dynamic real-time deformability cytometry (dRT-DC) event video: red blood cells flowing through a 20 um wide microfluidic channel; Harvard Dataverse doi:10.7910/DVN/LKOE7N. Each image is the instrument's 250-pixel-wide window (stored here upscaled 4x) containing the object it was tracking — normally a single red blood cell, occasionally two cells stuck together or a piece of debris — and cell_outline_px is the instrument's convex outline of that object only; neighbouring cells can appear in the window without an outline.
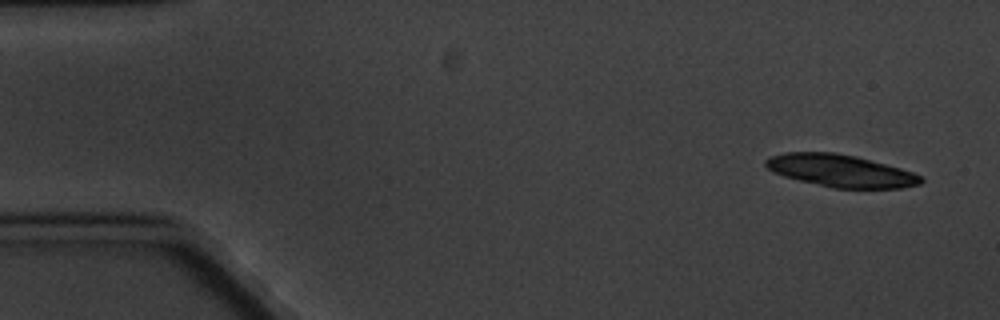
{"species": "common noctule bat (a hibernating species)", "species_latin": "Nyctalus noctula", "temperature_condition": "cold", "stored_images_in_passage": 11, "camera_frame_rate_fps": 3000, "um_per_image_px": 0.085, "animal": {"sex": "male", "body_mass_g": 20.1, "forearm_length_mm": 53.5}, "frame": {"image": 1, "passage_image": 1, "time_ms": 0.0, "image_size_px": [1000, 320], "cell_outline_px": [[924, 180], [920, 184], [900, 188], [832, 188], [784, 176], [768, 168], [764, 164], [764, 160], [772, 156], [784, 152], [832, 152], [856, 156], [900, 168], [912, 172], [920, 176]], "centroid_in_image_um": [71.45, 14.51], "position_along_channel_um": 13.5, "area_um2": 28.96}}
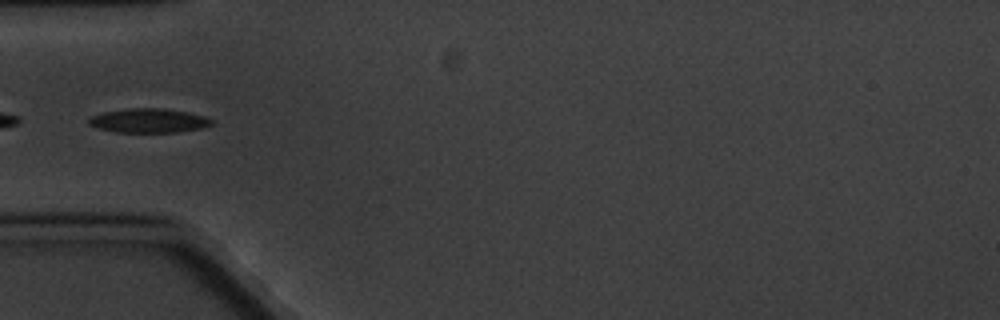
{"frame": {"image": 2, "passage_image": 5, "time_ms": 5.333, "image_size_px": [1000, 320], "cell_outline_px": [[212, 124], [200, 128], [176, 132], [116, 132], [96, 128], [88, 124], [88, 120], [92, 116], [104, 112], [128, 108], [164, 108], [188, 112], [204, 116], [212, 120]], "centroid_in_image_um": [12.61, 10.25], "position_along_channel_um": 72.4, "area_um2": 17.22}}